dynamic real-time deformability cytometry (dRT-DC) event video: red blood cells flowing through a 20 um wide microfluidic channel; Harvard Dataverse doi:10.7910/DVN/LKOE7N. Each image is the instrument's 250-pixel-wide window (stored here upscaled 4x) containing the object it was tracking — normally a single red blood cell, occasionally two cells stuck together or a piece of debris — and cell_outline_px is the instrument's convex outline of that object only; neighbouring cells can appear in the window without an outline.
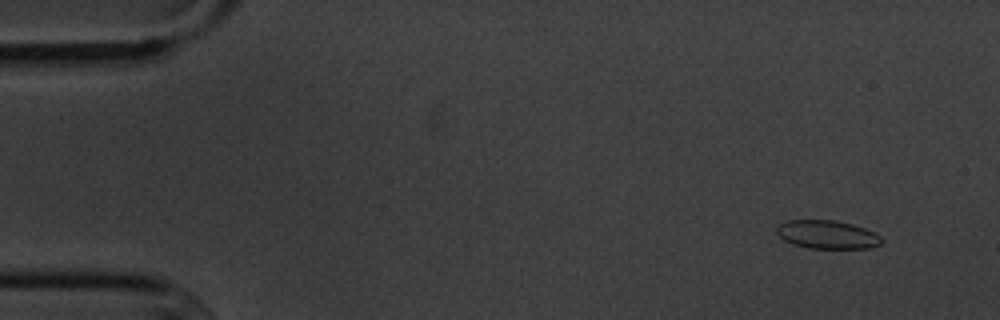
{"species": "common noctule bat (a hibernating species)", "species_latin": "Nyctalus noctula", "temperature_condition": "cold", "stored_images_in_passage": 4, "camera_frame_rate_fps": 3000, "um_per_image_px": 0.085, "animal": {"sex": "male", "body_mass_g": 20.1, "forearm_length_mm": 53.5}, "frame": {"image": 1, "passage_image": 2, "time_ms": 1.0, "image_size_px": [1000, 320], "cell_outline_px": [[884, 240], [880, 244], [868, 248], [808, 248], [792, 244], [784, 240], [776, 232], [776, 228], [780, 224], [788, 220], [836, 220], [852, 224], [864, 228], [880, 236]], "centroid_in_image_um": [70.3, 19.93], "position_along_channel_um": 14.7, "area_um2": 17.28}}